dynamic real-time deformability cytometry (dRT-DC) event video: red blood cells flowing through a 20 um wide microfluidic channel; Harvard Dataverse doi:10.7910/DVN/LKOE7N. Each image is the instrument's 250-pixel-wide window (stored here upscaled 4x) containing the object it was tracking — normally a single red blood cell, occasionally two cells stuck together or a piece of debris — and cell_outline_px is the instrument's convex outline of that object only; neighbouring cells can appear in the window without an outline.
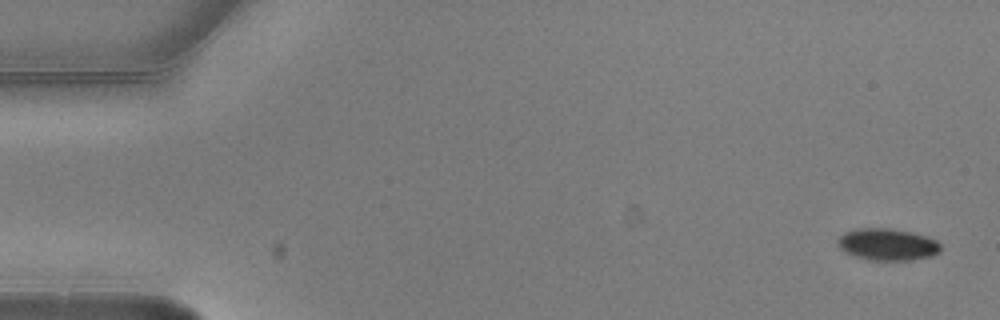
{"species": "common noctule bat (a hibernating species)", "species_latin": "Nyctalus noctula", "temperature_condition": "warm", "stored_images_in_passage": 4, "camera_frame_rate_fps": 3000, "um_per_image_px": 0.085, "animal": {"sex": "male", "body_mass_g": 20.5, "forearm_length_mm": 52.5}, "frame": {"image": 1, "passage_image": 1, "time_ms": 0.0, "image_size_px": [1000, 320], "cell_outline_px": [[940, 252], [932, 256], [912, 260], [868, 260], [844, 252], [836, 244], [836, 240], [844, 232], [860, 228], [888, 228], [912, 232], [936, 240], [940, 244]], "centroid_in_image_um": [75.41, 20.78], "position_along_channel_um": 9.6, "area_um2": 19.19}}
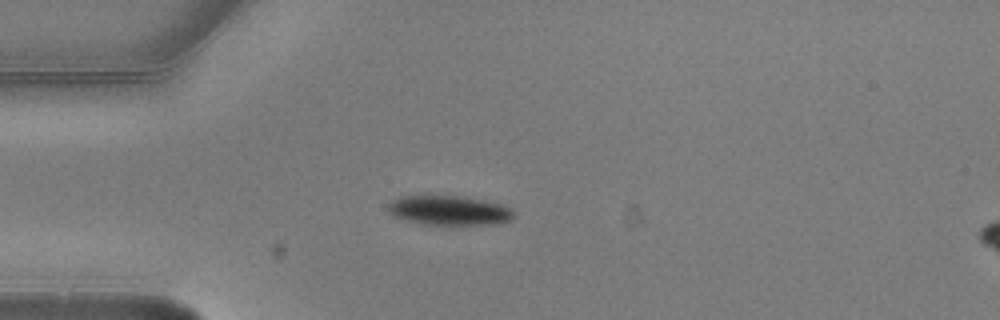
{"frame": {"image": 2, "passage_image": 4, "time_ms": 1.0, "image_size_px": [1000, 320], "cell_outline_px": [[516, 216], [512, 220], [496, 224], [424, 224], [408, 220], [396, 216], [388, 212], [388, 204], [392, 200], [400, 196], [464, 196], [504, 204], [512, 208]], "centroid_in_image_um": [38.26, 17.87], "position_along_channel_um": 46.7, "area_um2": 21.68}}